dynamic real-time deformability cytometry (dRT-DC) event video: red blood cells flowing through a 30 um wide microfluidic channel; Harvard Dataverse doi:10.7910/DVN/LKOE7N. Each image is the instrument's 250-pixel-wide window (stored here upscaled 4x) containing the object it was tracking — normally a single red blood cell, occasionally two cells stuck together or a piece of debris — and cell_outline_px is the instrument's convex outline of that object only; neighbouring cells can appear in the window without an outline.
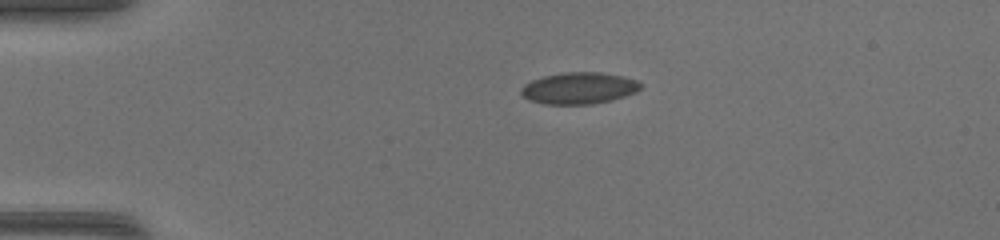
{"species": "common noctule bat (a hibernating species)", "species_latin": "Nyctalus noctula", "temperature_condition": "warm", "stored_images_in_passage": 39, "camera_frame_rate_fps": 3000, "um_per_image_px": 0.085, "animal": {"sex": "female", "body_mass_g": 17.0, "forearm_length_mm": 48.0}, "frame": {"image": 1, "passage_image": 1, "time_ms": 0.0, "image_size_px": [1000, 240], "cell_outline_px": [[644, 84], [636, 92], [612, 100], [592, 104], [544, 104], [528, 100], [520, 92], [520, 88], [524, 84], [532, 80], [544, 76], [564, 72], [600, 72], [624, 76], [636, 80]], "centroid_in_image_um": [49.22, 7.49], "position_along_channel_um": 35.8, "area_um2": 22.14}}
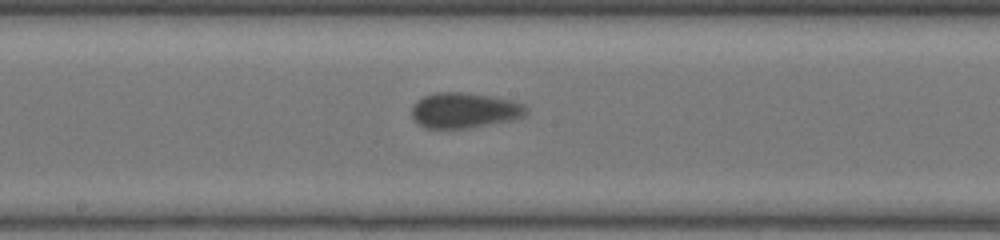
{"frame": {"image": 2, "passage_image": 17, "time_ms": 5.333, "image_size_px": [1000, 240], "cell_outline_px": [[528, 112], [524, 116], [512, 120], [472, 128], [424, 128], [416, 124], [412, 116], [412, 104], [416, 100], [432, 92], [464, 92], [492, 96], [516, 100], [524, 104], [528, 108]], "centroid_in_image_um": [39.48, 9.37], "position_along_channel_um": 208.7, "area_um2": 24.22}}
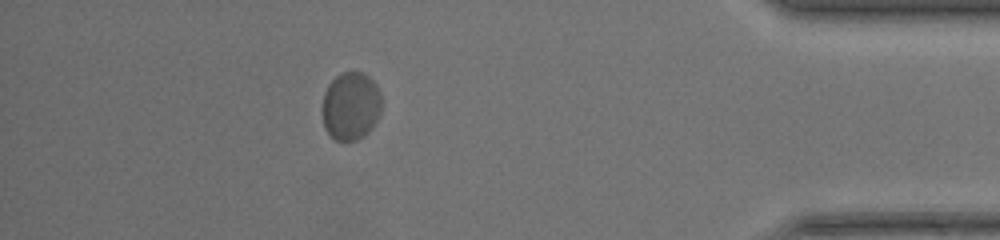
{"frame": {"image": 3, "passage_image": 34, "time_ms": 11.0, "image_size_px": [1000, 240], "cell_outline_px": [[380, 112], [372, 128], [364, 136], [356, 140], [336, 140], [324, 128], [320, 112], [320, 108], [324, 92], [328, 84], [340, 72], [360, 72], [368, 76], [376, 84], [380, 92]], "centroid_in_image_um": [29.77, 9.01], "position_along_channel_um": 405.4, "area_um2": 23.81}, "authors_computed_cell_mechanics": {"area_um2": 23.409, "velocity_mm_per_s": 4.2238, "shape_relaxation_time_tau1_ms": 1.4947, "shape_relaxation_time_tau2_ms": null, "deformation_change_tau1": 0.0693, "deformation_change_tau2": null}}